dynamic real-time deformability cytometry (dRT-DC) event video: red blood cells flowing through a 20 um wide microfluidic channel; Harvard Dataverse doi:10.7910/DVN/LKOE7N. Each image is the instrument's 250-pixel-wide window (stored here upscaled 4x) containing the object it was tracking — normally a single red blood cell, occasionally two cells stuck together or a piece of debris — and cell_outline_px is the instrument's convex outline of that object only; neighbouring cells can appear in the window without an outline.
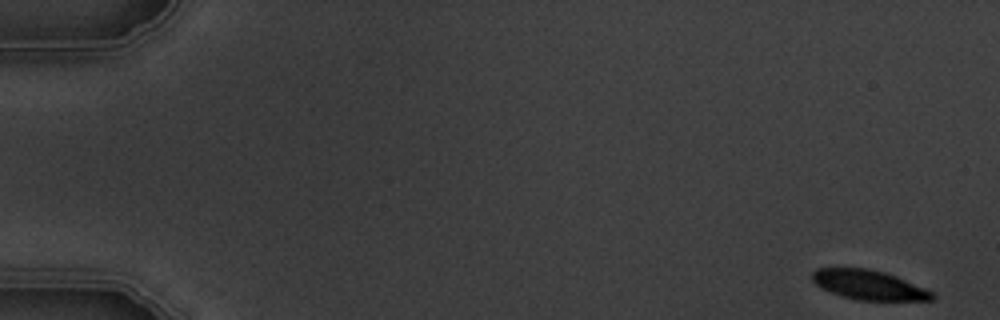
{"species": "common noctule bat (a hibernating species)", "species_latin": "Nyctalus noctula", "temperature_condition": "warm", "stored_images_in_passage": 4, "segment_of_instrument_passage": [2, 2], "camera_frame_rate_fps": 3000, "um_per_image_px": 0.085, "animal": {"sex": "male", "body_mass_g": 19.5, "forearm_length_mm": 54.6}, "frame": {"image": 1, "passage_image": 4, "time_ms": 4.333, "image_size_px": [1000, 320], "cell_outline_px": [[936, 300], [856, 300], [840, 296], [820, 288], [812, 280], [812, 272], [816, 268], [868, 268], [884, 272], [896, 276], [924, 288], [932, 292], [936, 296]], "centroid_in_image_um": [73.82, 24.22], "position_along_channel_um": 11.2, "area_um2": 20.69}}